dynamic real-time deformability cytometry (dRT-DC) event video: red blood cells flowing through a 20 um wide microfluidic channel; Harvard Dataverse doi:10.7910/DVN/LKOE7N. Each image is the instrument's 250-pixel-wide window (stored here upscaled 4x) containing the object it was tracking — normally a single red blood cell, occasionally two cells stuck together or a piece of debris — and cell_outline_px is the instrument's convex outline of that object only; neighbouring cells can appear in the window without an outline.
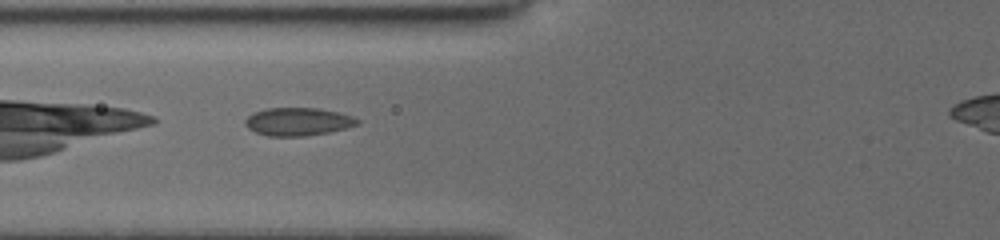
{"species": "common noctule bat (a hibernating species)", "species_latin": "Nyctalus noctula", "temperature_condition": "cold", "stored_images_in_passage": 37, "camera_frame_rate_fps": 3000, "um_per_image_px": 0.085, "animal": {"sex": "female", "body_mass_g": 19.5, "forearm_length_mm": 54.1}, "frame": {"image": 1, "passage_image": 8, "time_ms": 2.333, "image_size_px": [1000, 240], "cell_outline_px": [[360, 124], [328, 132], [308, 136], [268, 136], [256, 132], [248, 128], [244, 124], [244, 120], [252, 112], [268, 108], [320, 108], [352, 116], [360, 120]], "centroid_in_image_um": [25.3, 10.34], "position_along_channel_um": 100.5, "area_um2": 18.32}}
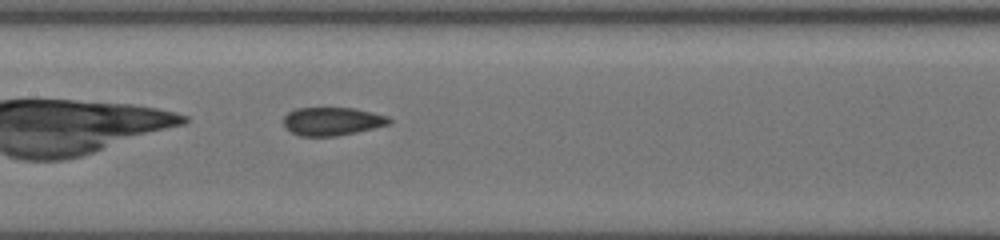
{"frame": {"image": 2, "passage_image": 14, "time_ms": 4.333, "image_size_px": [1000, 240], "cell_outline_px": [[392, 120], [388, 124], [356, 132], [336, 136], [300, 136], [292, 132], [284, 124], [284, 116], [288, 112], [296, 108], [356, 108], [388, 116]], "centroid_in_image_um": [28.23, 10.3], "position_along_channel_um": 179.2, "area_um2": 17.22}}
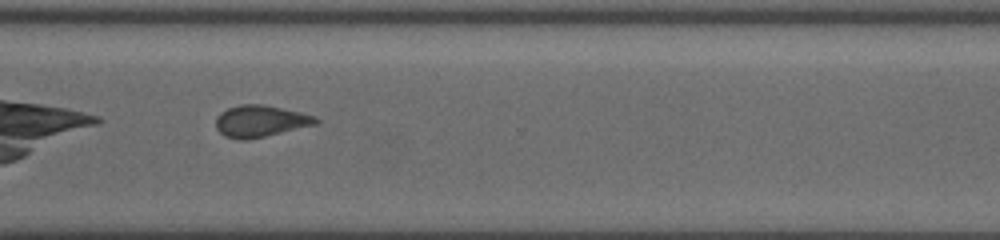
{"frame": {"image": 3, "passage_image": 27, "time_ms": 8.667, "image_size_px": [1000, 240], "cell_outline_px": [[320, 120], [316, 124], [248, 140], [236, 140], [224, 136], [216, 128], [216, 116], [220, 112], [228, 108], [240, 104], [264, 104], [300, 112], [316, 116]], "centroid_in_image_um": [22.1, 10.29], "position_along_channel_um": 348.5, "area_um2": 18.55}}